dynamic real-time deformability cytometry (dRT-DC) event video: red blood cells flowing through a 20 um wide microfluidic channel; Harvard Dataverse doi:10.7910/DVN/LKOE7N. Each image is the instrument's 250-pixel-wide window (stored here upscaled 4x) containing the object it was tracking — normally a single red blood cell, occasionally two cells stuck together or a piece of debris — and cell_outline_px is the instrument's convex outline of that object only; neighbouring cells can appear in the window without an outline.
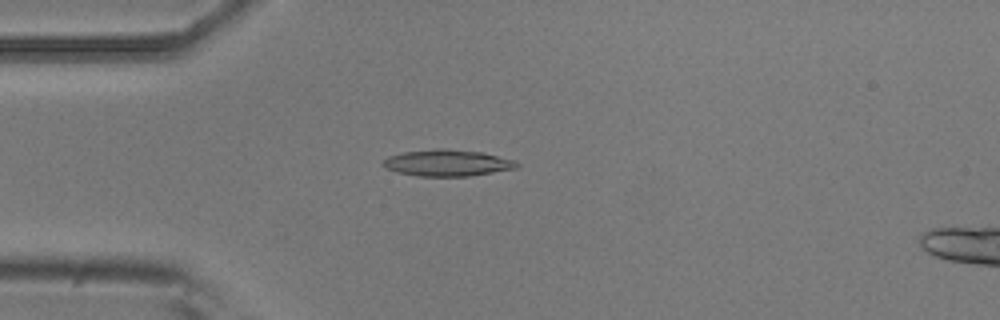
{"species": "common noctule bat (a hibernating species)", "species_latin": "Nyctalus noctula", "temperature_condition": "room temperature", "stored_images_in_passage": 50, "camera_frame_rate_fps": 3000, "um_per_image_px": 0.085, "animal": {"sex": "male", "body_mass_g": 20.5, "forearm_length_mm": 52.5}, "frame": {"image": 1, "passage_image": 10, "time_ms": 3.0, "image_size_px": [1000, 320], "cell_outline_px": [[520, 164], [516, 168], [468, 176], [420, 176], [396, 172], [384, 168], [380, 164], [388, 156], [404, 152], [436, 148], [448, 148], [484, 152], [516, 160]], "centroid_in_image_um": [38.01, 13.83], "position_along_channel_um": 47.0, "area_um2": 20.87}}
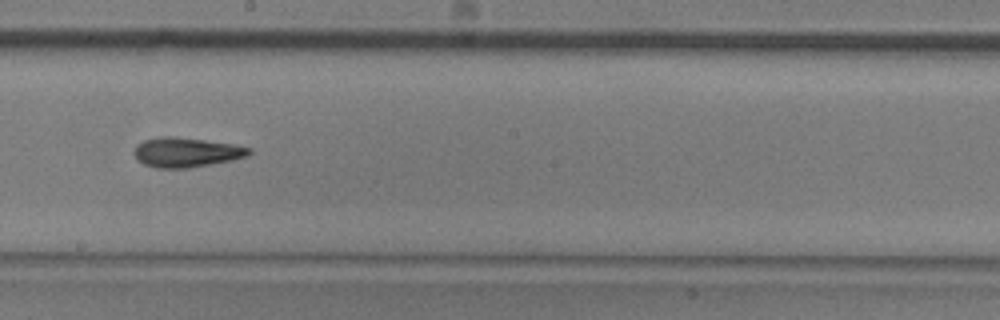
{"frame": {"image": 2, "passage_image": 26, "time_ms": 8.333, "image_size_px": [1000, 320], "cell_outline_px": [[252, 152], [248, 156], [232, 160], [188, 168], [156, 168], [144, 164], [136, 160], [132, 152], [136, 144], [144, 140], [156, 136], [176, 136], [236, 144], [252, 148]], "centroid_in_image_um": [15.81, 12.93], "position_along_channel_um": 232.4, "area_um2": 20.29}}
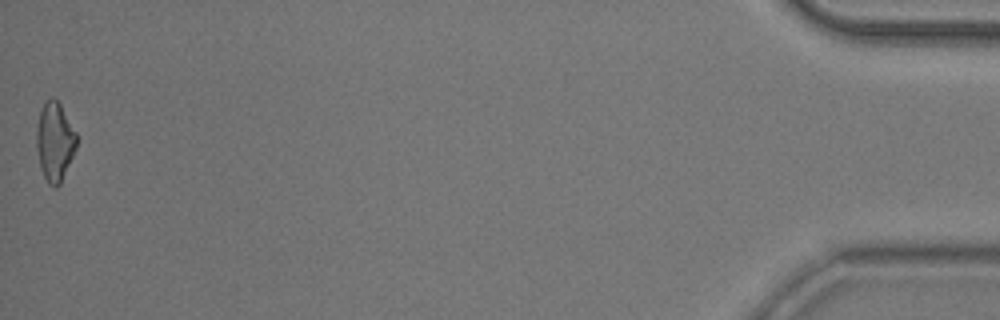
{"frame": {"image": 3, "passage_image": 50, "time_ms": 16.333, "image_size_px": [1000, 320], "cell_outline_px": [[80, 136], [76, 148], [60, 184], [56, 188], [52, 188], [48, 184], [40, 168], [36, 144], [36, 128], [40, 112], [44, 104], [52, 96], [60, 104]], "centroid_in_image_um": [4.68, 12.05], "position_along_channel_um": 430.5, "area_um2": 18.67}, "authors_computed_cell_mechanics": {"area_um2": 18.9584, "velocity_mm_per_s": 3.7074, "shape_relaxation_time_tau1_ms": 5.4348, "shape_relaxation_time_tau2_ms": 6.1924, "deformation_change_tau1": 0.1641, "deformation_change_tau2": 0.1712}}